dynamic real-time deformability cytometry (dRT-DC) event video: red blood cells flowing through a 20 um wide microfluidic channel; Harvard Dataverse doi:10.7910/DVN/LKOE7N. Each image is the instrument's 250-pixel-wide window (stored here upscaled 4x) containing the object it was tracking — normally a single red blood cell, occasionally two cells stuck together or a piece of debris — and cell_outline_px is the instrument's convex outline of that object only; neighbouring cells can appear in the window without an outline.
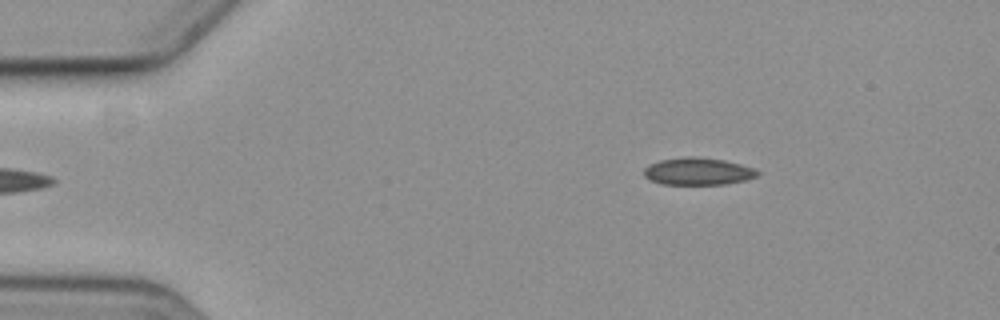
{"species": "common noctule bat (a hibernating species)", "species_latin": "Nyctalus noctula", "temperature_condition": "cold", "stored_images_in_passage": 4, "camera_frame_rate_fps": 3000, "um_per_image_px": 0.085, "animal": {"sex": "female", "body_mass_g": 19.3, "forearm_length_mm": 54.1}, "frame": {"image": 1, "passage_image": 4, "time_ms": 3.667, "image_size_px": [1000, 320], "cell_outline_px": [[760, 172], [756, 176], [744, 180], [724, 184], [660, 184], [648, 180], [644, 176], [644, 168], [648, 164], [660, 160], [684, 156], [700, 156], [724, 160], [740, 164], [752, 168]], "centroid_in_image_um": [59.25, 14.55], "position_along_channel_um": 25.7, "area_um2": 18.15}}